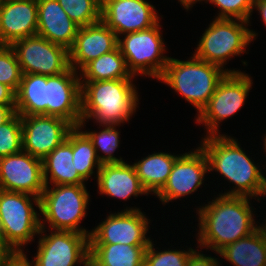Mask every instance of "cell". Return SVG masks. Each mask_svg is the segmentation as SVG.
<instances>
[{
	"label": "cell",
	"mask_w": 266,
	"mask_h": 266,
	"mask_svg": "<svg viewBox=\"0 0 266 266\" xmlns=\"http://www.w3.org/2000/svg\"><path fill=\"white\" fill-rule=\"evenodd\" d=\"M208 160L209 172H219L235 184L225 196H246L260 201L264 190V172L240 147L238 140L225 134L208 135L199 146ZM263 173V174H262Z\"/></svg>",
	"instance_id": "7a4b0ae2"
},
{
	"label": "cell",
	"mask_w": 266,
	"mask_h": 266,
	"mask_svg": "<svg viewBox=\"0 0 266 266\" xmlns=\"http://www.w3.org/2000/svg\"><path fill=\"white\" fill-rule=\"evenodd\" d=\"M3 266H35L24 253H13Z\"/></svg>",
	"instance_id": "d590c367"
},
{
	"label": "cell",
	"mask_w": 266,
	"mask_h": 266,
	"mask_svg": "<svg viewBox=\"0 0 266 266\" xmlns=\"http://www.w3.org/2000/svg\"><path fill=\"white\" fill-rule=\"evenodd\" d=\"M96 174L99 194L125 201L131 196L148 195L132 164L105 163Z\"/></svg>",
	"instance_id": "44dd1931"
},
{
	"label": "cell",
	"mask_w": 266,
	"mask_h": 266,
	"mask_svg": "<svg viewBox=\"0 0 266 266\" xmlns=\"http://www.w3.org/2000/svg\"><path fill=\"white\" fill-rule=\"evenodd\" d=\"M72 158L71 130L67 139L42 160L45 186L85 184V180L75 169Z\"/></svg>",
	"instance_id": "7402d4cb"
},
{
	"label": "cell",
	"mask_w": 266,
	"mask_h": 266,
	"mask_svg": "<svg viewBox=\"0 0 266 266\" xmlns=\"http://www.w3.org/2000/svg\"><path fill=\"white\" fill-rule=\"evenodd\" d=\"M37 3V35L69 51L73 47L79 26L69 18L57 0H37Z\"/></svg>",
	"instance_id": "ffe728a7"
},
{
	"label": "cell",
	"mask_w": 266,
	"mask_h": 266,
	"mask_svg": "<svg viewBox=\"0 0 266 266\" xmlns=\"http://www.w3.org/2000/svg\"><path fill=\"white\" fill-rule=\"evenodd\" d=\"M22 151L21 116L15 113L6 123L0 125V158Z\"/></svg>",
	"instance_id": "4dcf8cb0"
},
{
	"label": "cell",
	"mask_w": 266,
	"mask_h": 266,
	"mask_svg": "<svg viewBox=\"0 0 266 266\" xmlns=\"http://www.w3.org/2000/svg\"><path fill=\"white\" fill-rule=\"evenodd\" d=\"M263 138H264V139H263V140H264V141H263V142H264V147H263V148H264V150H265L264 152H266V134L264 135ZM265 154H266V153H265Z\"/></svg>",
	"instance_id": "f6af8a7d"
},
{
	"label": "cell",
	"mask_w": 266,
	"mask_h": 266,
	"mask_svg": "<svg viewBox=\"0 0 266 266\" xmlns=\"http://www.w3.org/2000/svg\"><path fill=\"white\" fill-rule=\"evenodd\" d=\"M160 21L145 30L124 34L118 37V48L125 58L128 70L133 76L160 78L168 63L169 57L163 56L166 51L161 35Z\"/></svg>",
	"instance_id": "ba28073f"
},
{
	"label": "cell",
	"mask_w": 266,
	"mask_h": 266,
	"mask_svg": "<svg viewBox=\"0 0 266 266\" xmlns=\"http://www.w3.org/2000/svg\"><path fill=\"white\" fill-rule=\"evenodd\" d=\"M13 252L4 244L0 234V266H3Z\"/></svg>",
	"instance_id": "f35d334b"
},
{
	"label": "cell",
	"mask_w": 266,
	"mask_h": 266,
	"mask_svg": "<svg viewBox=\"0 0 266 266\" xmlns=\"http://www.w3.org/2000/svg\"><path fill=\"white\" fill-rule=\"evenodd\" d=\"M73 165L79 175L88 181L101 168V162L97 158L95 148L89 137L78 126L72 129Z\"/></svg>",
	"instance_id": "83f0119b"
},
{
	"label": "cell",
	"mask_w": 266,
	"mask_h": 266,
	"mask_svg": "<svg viewBox=\"0 0 266 266\" xmlns=\"http://www.w3.org/2000/svg\"><path fill=\"white\" fill-rule=\"evenodd\" d=\"M47 230L41 228L35 266H75L84 264L90 255L89 237L74 231ZM45 235H44V234ZM41 234V235H40Z\"/></svg>",
	"instance_id": "30bf717a"
},
{
	"label": "cell",
	"mask_w": 266,
	"mask_h": 266,
	"mask_svg": "<svg viewBox=\"0 0 266 266\" xmlns=\"http://www.w3.org/2000/svg\"><path fill=\"white\" fill-rule=\"evenodd\" d=\"M14 49L22 74L58 75L70 68L69 51L35 35L15 41Z\"/></svg>",
	"instance_id": "8fae6325"
},
{
	"label": "cell",
	"mask_w": 266,
	"mask_h": 266,
	"mask_svg": "<svg viewBox=\"0 0 266 266\" xmlns=\"http://www.w3.org/2000/svg\"><path fill=\"white\" fill-rule=\"evenodd\" d=\"M0 105H15V92L2 83H0Z\"/></svg>",
	"instance_id": "8d00e7d4"
},
{
	"label": "cell",
	"mask_w": 266,
	"mask_h": 266,
	"mask_svg": "<svg viewBox=\"0 0 266 266\" xmlns=\"http://www.w3.org/2000/svg\"><path fill=\"white\" fill-rule=\"evenodd\" d=\"M22 150L43 160L57 146L62 144L74 128L65 119L46 116H21Z\"/></svg>",
	"instance_id": "4fadbf2b"
},
{
	"label": "cell",
	"mask_w": 266,
	"mask_h": 266,
	"mask_svg": "<svg viewBox=\"0 0 266 266\" xmlns=\"http://www.w3.org/2000/svg\"><path fill=\"white\" fill-rule=\"evenodd\" d=\"M118 37L102 21L93 25L79 27L73 47L69 50V63L79 71L91 60L113 51Z\"/></svg>",
	"instance_id": "d6986e66"
},
{
	"label": "cell",
	"mask_w": 266,
	"mask_h": 266,
	"mask_svg": "<svg viewBox=\"0 0 266 266\" xmlns=\"http://www.w3.org/2000/svg\"><path fill=\"white\" fill-rule=\"evenodd\" d=\"M15 111L20 116H48L47 76L22 74L19 88L15 93Z\"/></svg>",
	"instance_id": "603a6c76"
},
{
	"label": "cell",
	"mask_w": 266,
	"mask_h": 266,
	"mask_svg": "<svg viewBox=\"0 0 266 266\" xmlns=\"http://www.w3.org/2000/svg\"><path fill=\"white\" fill-rule=\"evenodd\" d=\"M70 67L67 71L47 76L48 116H55L77 127L81 121L80 76Z\"/></svg>",
	"instance_id": "e0dca14e"
},
{
	"label": "cell",
	"mask_w": 266,
	"mask_h": 266,
	"mask_svg": "<svg viewBox=\"0 0 266 266\" xmlns=\"http://www.w3.org/2000/svg\"><path fill=\"white\" fill-rule=\"evenodd\" d=\"M196 58L182 61L169 57L164 72L158 79L175 90L197 109L198 114L207 105L220 80L226 73H239Z\"/></svg>",
	"instance_id": "277c9868"
},
{
	"label": "cell",
	"mask_w": 266,
	"mask_h": 266,
	"mask_svg": "<svg viewBox=\"0 0 266 266\" xmlns=\"http://www.w3.org/2000/svg\"><path fill=\"white\" fill-rule=\"evenodd\" d=\"M187 266H220L218 259L211 256H205L203 253L195 250L189 257Z\"/></svg>",
	"instance_id": "e575fe53"
},
{
	"label": "cell",
	"mask_w": 266,
	"mask_h": 266,
	"mask_svg": "<svg viewBox=\"0 0 266 266\" xmlns=\"http://www.w3.org/2000/svg\"><path fill=\"white\" fill-rule=\"evenodd\" d=\"M79 72L80 81L134 79L118 46L113 51L91 60Z\"/></svg>",
	"instance_id": "4316f807"
},
{
	"label": "cell",
	"mask_w": 266,
	"mask_h": 266,
	"mask_svg": "<svg viewBox=\"0 0 266 266\" xmlns=\"http://www.w3.org/2000/svg\"><path fill=\"white\" fill-rule=\"evenodd\" d=\"M22 71L14 49L9 45H0V83L17 92Z\"/></svg>",
	"instance_id": "d6a6232c"
},
{
	"label": "cell",
	"mask_w": 266,
	"mask_h": 266,
	"mask_svg": "<svg viewBox=\"0 0 266 266\" xmlns=\"http://www.w3.org/2000/svg\"><path fill=\"white\" fill-rule=\"evenodd\" d=\"M207 172L208 160L200 147L183 153L175 160L164 187L156 196L162 204L188 196L202 186Z\"/></svg>",
	"instance_id": "5bb4252c"
},
{
	"label": "cell",
	"mask_w": 266,
	"mask_h": 266,
	"mask_svg": "<svg viewBox=\"0 0 266 266\" xmlns=\"http://www.w3.org/2000/svg\"><path fill=\"white\" fill-rule=\"evenodd\" d=\"M257 228L259 229V231L261 232V234L264 236L266 240V223L264 225L263 223L261 225L257 224Z\"/></svg>",
	"instance_id": "b9f144b4"
},
{
	"label": "cell",
	"mask_w": 266,
	"mask_h": 266,
	"mask_svg": "<svg viewBox=\"0 0 266 266\" xmlns=\"http://www.w3.org/2000/svg\"><path fill=\"white\" fill-rule=\"evenodd\" d=\"M34 205L40 209L39 197L0 189V234L13 253H24L23 246L40 232V214Z\"/></svg>",
	"instance_id": "5b68a950"
},
{
	"label": "cell",
	"mask_w": 266,
	"mask_h": 266,
	"mask_svg": "<svg viewBox=\"0 0 266 266\" xmlns=\"http://www.w3.org/2000/svg\"><path fill=\"white\" fill-rule=\"evenodd\" d=\"M45 187L41 159L23 150L0 158V189L40 198Z\"/></svg>",
	"instance_id": "9a60e30c"
},
{
	"label": "cell",
	"mask_w": 266,
	"mask_h": 266,
	"mask_svg": "<svg viewBox=\"0 0 266 266\" xmlns=\"http://www.w3.org/2000/svg\"><path fill=\"white\" fill-rule=\"evenodd\" d=\"M15 113V105H0V125L6 123Z\"/></svg>",
	"instance_id": "74e56055"
},
{
	"label": "cell",
	"mask_w": 266,
	"mask_h": 266,
	"mask_svg": "<svg viewBox=\"0 0 266 266\" xmlns=\"http://www.w3.org/2000/svg\"><path fill=\"white\" fill-rule=\"evenodd\" d=\"M215 198L196 211L199 219L197 247H206L217 253L224 246L253 233L257 229V222L250 203L251 197L219 193Z\"/></svg>",
	"instance_id": "6da1fadb"
},
{
	"label": "cell",
	"mask_w": 266,
	"mask_h": 266,
	"mask_svg": "<svg viewBox=\"0 0 266 266\" xmlns=\"http://www.w3.org/2000/svg\"><path fill=\"white\" fill-rule=\"evenodd\" d=\"M217 254L234 266H266V240L257 228L250 235L224 246Z\"/></svg>",
	"instance_id": "cb8c5ba5"
},
{
	"label": "cell",
	"mask_w": 266,
	"mask_h": 266,
	"mask_svg": "<svg viewBox=\"0 0 266 266\" xmlns=\"http://www.w3.org/2000/svg\"><path fill=\"white\" fill-rule=\"evenodd\" d=\"M69 18L79 27L101 21L102 0H57Z\"/></svg>",
	"instance_id": "f546056e"
},
{
	"label": "cell",
	"mask_w": 266,
	"mask_h": 266,
	"mask_svg": "<svg viewBox=\"0 0 266 266\" xmlns=\"http://www.w3.org/2000/svg\"><path fill=\"white\" fill-rule=\"evenodd\" d=\"M253 9H257L263 23L266 26V0H254Z\"/></svg>",
	"instance_id": "ab89813d"
},
{
	"label": "cell",
	"mask_w": 266,
	"mask_h": 266,
	"mask_svg": "<svg viewBox=\"0 0 266 266\" xmlns=\"http://www.w3.org/2000/svg\"><path fill=\"white\" fill-rule=\"evenodd\" d=\"M117 125H102L103 130L97 131H83L91 140L95 148L97 158L101 164L105 163H121L125 162L123 158L114 156V152L119 148L120 137L119 131L116 129ZM99 151L104 153L100 155Z\"/></svg>",
	"instance_id": "f1b7e54d"
},
{
	"label": "cell",
	"mask_w": 266,
	"mask_h": 266,
	"mask_svg": "<svg viewBox=\"0 0 266 266\" xmlns=\"http://www.w3.org/2000/svg\"><path fill=\"white\" fill-rule=\"evenodd\" d=\"M81 82V121L83 128L88 119L102 125H121L129 122L139 104L133 79H113ZM138 102V103H137Z\"/></svg>",
	"instance_id": "3957f363"
},
{
	"label": "cell",
	"mask_w": 266,
	"mask_h": 266,
	"mask_svg": "<svg viewBox=\"0 0 266 266\" xmlns=\"http://www.w3.org/2000/svg\"><path fill=\"white\" fill-rule=\"evenodd\" d=\"M149 245L90 244L89 258L97 266H144Z\"/></svg>",
	"instance_id": "484cf974"
},
{
	"label": "cell",
	"mask_w": 266,
	"mask_h": 266,
	"mask_svg": "<svg viewBox=\"0 0 266 266\" xmlns=\"http://www.w3.org/2000/svg\"><path fill=\"white\" fill-rule=\"evenodd\" d=\"M252 84V78L245 72L226 73L207 105L196 114V123L205 126L206 136L220 134V122L239 111L252 89Z\"/></svg>",
	"instance_id": "9c48e42d"
},
{
	"label": "cell",
	"mask_w": 266,
	"mask_h": 266,
	"mask_svg": "<svg viewBox=\"0 0 266 266\" xmlns=\"http://www.w3.org/2000/svg\"><path fill=\"white\" fill-rule=\"evenodd\" d=\"M263 196H266V177H265V181H264V190H263V193H262V197Z\"/></svg>",
	"instance_id": "ee69618b"
},
{
	"label": "cell",
	"mask_w": 266,
	"mask_h": 266,
	"mask_svg": "<svg viewBox=\"0 0 266 266\" xmlns=\"http://www.w3.org/2000/svg\"><path fill=\"white\" fill-rule=\"evenodd\" d=\"M202 0H178V2H181L180 4H182V6L184 7V9H186L187 11L193 7L192 5L195 4L196 2H201Z\"/></svg>",
	"instance_id": "60d3db41"
},
{
	"label": "cell",
	"mask_w": 266,
	"mask_h": 266,
	"mask_svg": "<svg viewBox=\"0 0 266 266\" xmlns=\"http://www.w3.org/2000/svg\"><path fill=\"white\" fill-rule=\"evenodd\" d=\"M85 185L46 186L40 196L39 211L44 216L43 220L40 218L41 228L47 229L45 224L48 223L49 230L74 231L89 237L91 231L80 227L90 200Z\"/></svg>",
	"instance_id": "8992f818"
},
{
	"label": "cell",
	"mask_w": 266,
	"mask_h": 266,
	"mask_svg": "<svg viewBox=\"0 0 266 266\" xmlns=\"http://www.w3.org/2000/svg\"><path fill=\"white\" fill-rule=\"evenodd\" d=\"M181 154L158 152L149 154L132 165L148 194L156 195L165 185L175 160Z\"/></svg>",
	"instance_id": "d4e9b609"
},
{
	"label": "cell",
	"mask_w": 266,
	"mask_h": 266,
	"mask_svg": "<svg viewBox=\"0 0 266 266\" xmlns=\"http://www.w3.org/2000/svg\"><path fill=\"white\" fill-rule=\"evenodd\" d=\"M219 8L215 18L241 19L250 22L254 0H202Z\"/></svg>",
	"instance_id": "836d02e7"
},
{
	"label": "cell",
	"mask_w": 266,
	"mask_h": 266,
	"mask_svg": "<svg viewBox=\"0 0 266 266\" xmlns=\"http://www.w3.org/2000/svg\"><path fill=\"white\" fill-rule=\"evenodd\" d=\"M152 240L145 252L144 266H187L190 255L195 251L191 247L188 251L168 249L155 250Z\"/></svg>",
	"instance_id": "1f68e13d"
},
{
	"label": "cell",
	"mask_w": 266,
	"mask_h": 266,
	"mask_svg": "<svg viewBox=\"0 0 266 266\" xmlns=\"http://www.w3.org/2000/svg\"><path fill=\"white\" fill-rule=\"evenodd\" d=\"M148 226L146 214L137 207H126L123 211L110 213L92 229L89 244L149 245Z\"/></svg>",
	"instance_id": "7c38bea8"
},
{
	"label": "cell",
	"mask_w": 266,
	"mask_h": 266,
	"mask_svg": "<svg viewBox=\"0 0 266 266\" xmlns=\"http://www.w3.org/2000/svg\"><path fill=\"white\" fill-rule=\"evenodd\" d=\"M202 34L194 56L224 69L233 56L246 52V47L258 35L247 28L249 22L241 19L214 18ZM228 59V60H227Z\"/></svg>",
	"instance_id": "52a82bcc"
},
{
	"label": "cell",
	"mask_w": 266,
	"mask_h": 266,
	"mask_svg": "<svg viewBox=\"0 0 266 266\" xmlns=\"http://www.w3.org/2000/svg\"><path fill=\"white\" fill-rule=\"evenodd\" d=\"M157 13L146 0H102L101 21L120 37L156 25Z\"/></svg>",
	"instance_id": "2e32d148"
},
{
	"label": "cell",
	"mask_w": 266,
	"mask_h": 266,
	"mask_svg": "<svg viewBox=\"0 0 266 266\" xmlns=\"http://www.w3.org/2000/svg\"><path fill=\"white\" fill-rule=\"evenodd\" d=\"M37 0H0V45L37 35Z\"/></svg>",
	"instance_id": "ac0fdd59"
},
{
	"label": "cell",
	"mask_w": 266,
	"mask_h": 266,
	"mask_svg": "<svg viewBox=\"0 0 266 266\" xmlns=\"http://www.w3.org/2000/svg\"><path fill=\"white\" fill-rule=\"evenodd\" d=\"M83 265L84 266H97L90 258Z\"/></svg>",
	"instance_id": "7bdbcfd3"
}]
</instances>
